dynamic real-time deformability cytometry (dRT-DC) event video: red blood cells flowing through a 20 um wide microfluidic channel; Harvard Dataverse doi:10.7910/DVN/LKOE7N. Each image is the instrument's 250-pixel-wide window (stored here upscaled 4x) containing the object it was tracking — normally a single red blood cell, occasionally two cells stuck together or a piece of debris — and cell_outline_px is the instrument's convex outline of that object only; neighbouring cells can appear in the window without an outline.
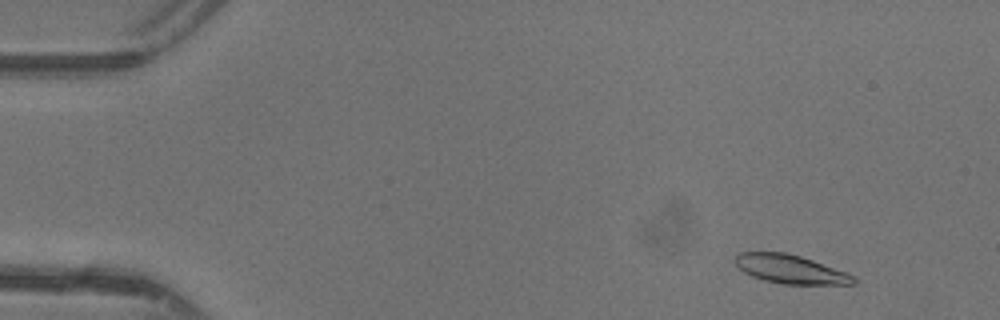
{"species": "common noctule bat (a hibernating species)", "species_latin": "Nyctalus noctula", "temperature_condition": "warm", "stored_images_in_passage": 47, "camera_frame_rate_fps": 3000, "um_per_image_px": 0.085, "animal": {"sex": "female"}, "frame": {"image": 1, "passage_image": 4, "time_ms": 1.0, "image_size_px": [1000, 320], "cell_outline_px": [[856, 284], [780, 284], [764, 280], [752, 276], [744, 272], [732, 260], [740, 252], [784, 252], [800, 256], [812, 260], [856, 276]], "centroid_in_image_um": [67.17, 22.88], "position_along_channel_um": 17.8, "area_um2": 19.71}}
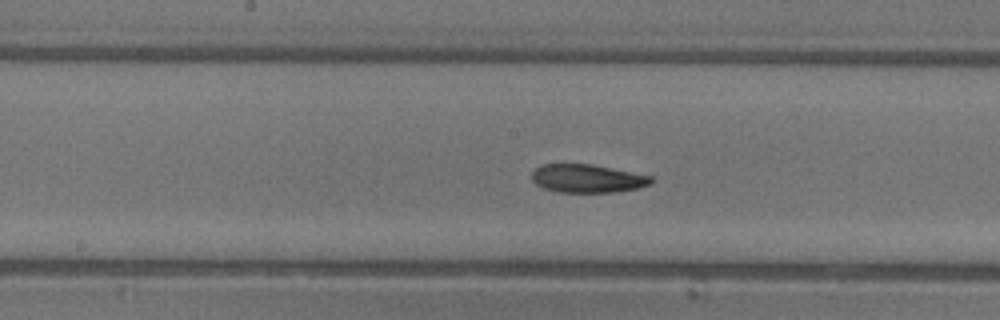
{"frame": {"image": 2, "passage_image": 24, "time_ms": 7.667, "image_size_px": [1000, 320], "cell_outline_px": [[656, 180], [652, 184], [636, 188], [612, 192], [560, 192], [544, 188], [536, 184], [532, 180], [532, 172], [540, 164], [592, 164], [652, 176]], "centroid_in_image_um": [49.94, 15.16], "position_along_channel_um": 198.3, "area_um2": 19.65}}
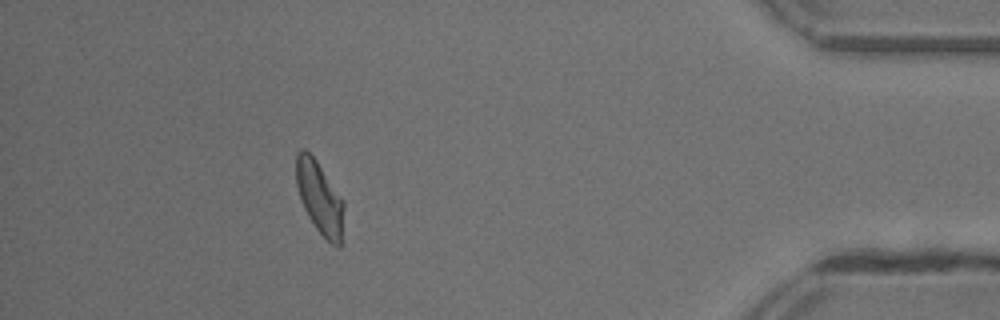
{"frame": {"image": 3, "passage_image": 42, "time_ms": 13.667, "image_size_px": [1000, 320], "cell_outline_px": [[344, 208], [340, 248], [336, 248], [316, 228], [308, 216], [304, 208], [296, 184], [296, 152], [300, 148], [304, 148], [316, 160], [344, 200]], "centroid_in_image_um": [27.17, 16.79], "position_along_channel_um": 408.0, "area_um2": 20.06}, "authors_computed_cell_mechanics": {"area_um2": 20.1722, "velocity_mm_per_s": 4.3844, "shape_relaxation_time_tau1_ms": 4.6668, "shape_relaxation_time_tau2_ms": 2.3496, "deformation_change_tau1": 0.1765, "deformation_change_tau2": 0.0902}}